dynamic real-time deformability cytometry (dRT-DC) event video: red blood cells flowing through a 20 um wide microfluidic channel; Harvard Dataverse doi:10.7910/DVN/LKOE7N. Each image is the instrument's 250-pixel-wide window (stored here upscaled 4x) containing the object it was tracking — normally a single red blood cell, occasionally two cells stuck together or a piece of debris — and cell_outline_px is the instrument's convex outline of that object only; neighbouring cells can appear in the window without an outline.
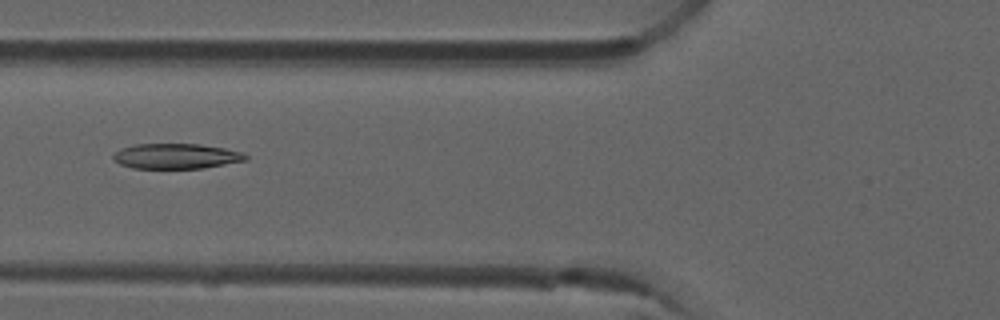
{"species": "common noctule bat (a hibernating species)", "species_latin": "Nyctalus noctula", "temperature_condition": "room temperature", "stored_images_in_passage": 38, "camera_frame_rate_fps": 3000, "um_per_image_px": 0.085, "animal": {"sex": "male", "forearm_length_mm": 52.5}, "frame": {"image": 1, "passage_image": 8, "time_ms": 2.333, "image_size_px": [1000, 320], "cell_outline_px": [[248, 160], [204, 168], [132, 168], [120, 164], [112, 160], [112, 156], [120, 148], [136, 144], [200, 144], [224, 148], [244, 152], [248, 156]], "centroid_in_image_um": [14.99, 13.27], "position_along_channel_um": 110.8, "area_um2": 19.59}}
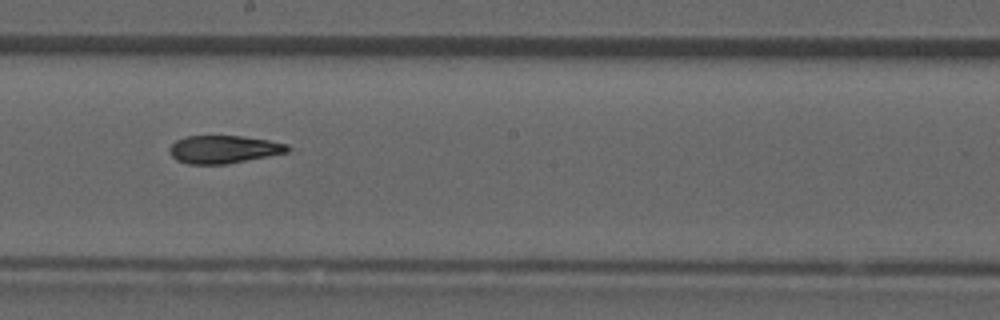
{"frame": {"image": 2, "passage_image": 17, "time_ms": 5.333, "image_size_px": [1000, 320], "cell_outline_px": [[300, 148], [288, 152], [224, 164], [188, 164], [176, 160], [168, 152], [168, 148], [176, 140], [188, 136], [244, 136], [268, 140], [288, 144]], "centroid_in_image_um": [19.07, 12.69], "position_along_channel_um": 229.1, "area_um2": 19.36}}
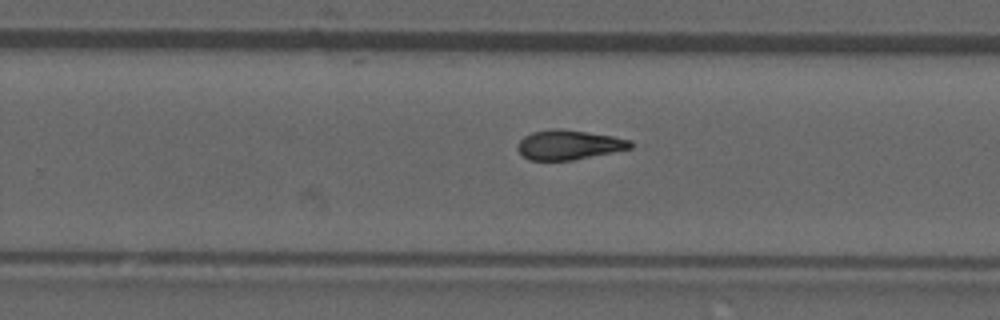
{"frame": {"image": 3, "passage_image": 21, "time_ms": 6.667, "image_size_px": [1000, 320], "cell_outline_px": [[644, 144], [632, 148], [572, 160], [528, 160], [516, 148], [520, 140], [524, 136], [532, 132], [552, 128], [560, 128], [612, 136], [632, 140]], "centroid_in_image_um": [48.43, 12.3], "position_along_channel_um": 281.4, "area_um2": 19.71}, "authors_computed_cell_mechanics": {"area_um2": 19.7676, "velocity_mm_per_s": 3.9493, "shape_relaxation_time_tau1_ms": null, "shape_relaxation_time_tau2_ms": 3.8964, "deformation_change_tau1": null, "deformation_change_tau2": 0.1083}}